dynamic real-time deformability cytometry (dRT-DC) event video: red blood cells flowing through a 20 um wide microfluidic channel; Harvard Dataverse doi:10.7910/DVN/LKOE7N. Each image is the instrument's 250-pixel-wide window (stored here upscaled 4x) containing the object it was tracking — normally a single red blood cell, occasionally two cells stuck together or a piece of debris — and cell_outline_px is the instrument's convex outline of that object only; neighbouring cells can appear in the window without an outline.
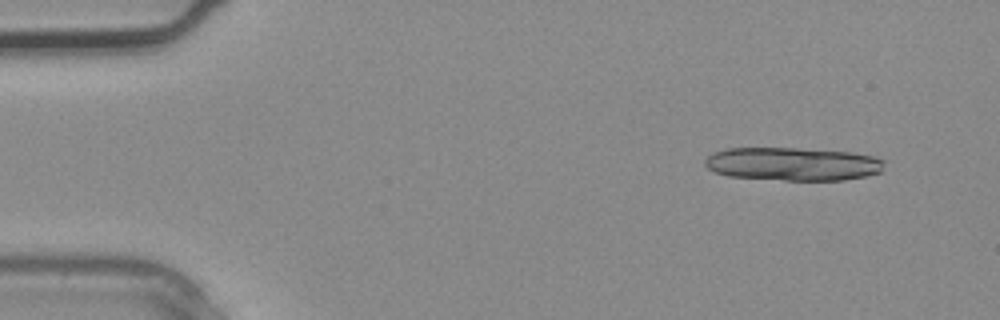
{"species": "common noctule bat (a hibernating species)", "species_latin": "Nyctalus noctula", "temperature_condition": "warm", "stored_images_in_passage": 2, "segment_of_instrument_passage": [1, 2], "camera_frame_rate_fps": 3000, "um_per_image_px": 0.085, "animal": {"sex": "male", "body_mass_g": 20.4}, "frame": {"image": 1, "passage_image": 1, "time_ms": 0.0, "image_size_px": [1000, 320], "cell_outline_px": [[884, 160], [880, 172], [868, 176], [844, 180], [784, 180], [728, 176], [716, 172], [708, 168], [704, 164], [704, 160], [712, 152], [728, 148], [796, 148], [852, 152], [872, 156]], "centroid_in_image_um": [67.37, 13.93], "position_along_channel_um": 17.6, "area_um2": 34.8}}